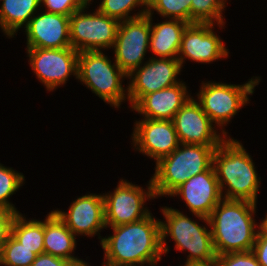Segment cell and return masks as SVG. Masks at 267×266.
Wrapping results in <instances>:
<instances>
[{
	"mask_svg": "<svg viewBox=\"0 0 267 266\" xmlns=\"http://www.w3.org/2000/svg\"><path fill=\"white\" fill-rule=\"evenodd\" d=\"M160 220L150 213L136 222L106 227L112 234L100 243L104 252L101 266H157L163 259Z\"/></svg>",
	"mask_w": 267,
	"mask_h": 266,
	"instance_id": "1",
	"label": "cell"
},
{
	"mask_svg": "<svg viewBox=\"0 0 267 266\" xmlns=\"http://www.w3.org/2000/svg\"><path fill=\"white\" fill-rule=\"evenodd\" d=\"M213 167L223 199L258 203L262 179L241 141L226 137L214 152Z\"/></svg>",
	"mask_w": 267,
	"mask_h": 266,
	"instance_id": "2",
	"label": "cell"
},
{
	"mask_svg": "<svg viewBox=\"0 0 267 266\" xmlns=\"http://www.w3.org/2000/svg\"><path fill=\"white\" fill-rule=\"evenodd\" d=\"M257 205L227 199L217 204L208 217L216 255L252 251L259 230Z\"/></svg>",
	"mask_w": 267,
	"mask_h": 266,
	"instance_id": "3",
	"label": "cell"
},
{
	"mask_svg": "<svg viewBox=\"0 0 267 266\" xmlns=\"http://www.w3.org/2000/svg\"><path fill=\"white\" fill-rule=\"evenodd\" d=\"M163 218L161 221V248L163 255L170 252L167 240L174 241V249L185 253L184 265L191 263H209L216 260L209 222L199 224L183 211L172 207L159 208ZM170 237V238H168ZM167 238V239H166Z\"/></svg>",
	"mask_w": 267,
	"mask_h": 266,
	"instance_id": "4",
	"label": "cell"
},
{
	"mask_svg": "<svg viewBox=\"0 0 267 266\" xmlns=\"http://www.w3.org/2000/svg\"><path fill=\"white\" fill-rule=\"evenodd\" d=\"M218 146L180 145L155 163L151 181L156 198L169 196L188 179L208 170Z\"/></svg>",
	"mask_w": 267,
	"mask_h": 266,
	"instance_id": "5",
	"label": "cell"
},
{
	"mask_svg": "<svg viewBox=\"0 0 267 266\" xmlns=\"http://www.w3.org/2000/svg\"><path fill=\"white\" fill-rule=\"evenodd\" d=\"M110 57L104 51L79 52L77 82L119 110L126 101L129 104L128 87H124L127 84L123 83L127 75Z\"/></svg>",
	"mask_w": 267,
	"mask_h": 266,
	"instance_id": "6",
	"label": "cell"
},
{
	"mask_svg": "<svg viewBox=\"0 0 267 266\" xmlns=\"http://www.w3.org/2000/svg\"><path fill=\"white\" fill-rule=\"evenodd\" d=\"M261 77L253 76L241 85L203 80L195 100L221 133L230 137L225 127L244 106L250 104L249 97L255 93V87L261 82Z\"/></svg>",
	"mask_w": 267,
	"mask_h": 266,
	"instance_id": "7",
	"label": "cell"
},
{
	"mask_svg": "<svg viewBox=\"0 0 267 266\" xmlns=\"http://www.w3.org/2000/svg\"><path fill=\"white\" fill-rule=\"evenodd\" d=\"M89 8L90 4L70 15L71 47L77 52L108 51L114 46L120 22Z\"/></svg>",
	"mask_w": 267,
	"mask_h": 266,
	"instance_id": "8",
	"label": "cell"
},
{
	"mask_svg": "<svg viewBox=\"0 0 267 266\" xmlns=\"http://www.w3.org/2000/svg\"><path fill=\"white\" fill-rule=\"evenodd\" d=\"M147 182L146 188H143L121 178L113 191L103 193L106 227L136 222L151 213L146 204L156 199V196L151 178Z\"/></svg>",
	"mask_w": 267,
	"mask_h": 266,
	"instance_id": "9",
	"label": "cell"
},
{
	"mask_svg": "<svg viewBox=\"0 0 267 266\" xmlns=\"http://www.w3.org/2000/svg\"><path fill=\"white\" fill-rule=\"evenodd\" d=\"M29 67L46 91L64 87L69 77L77 80L78 54L72 47L26 48Z\"/></svg>",
	"mask_w": 267,
	"mask_h": 266,
	"instance_id": "10",
	"label": "cell"
},
{
	"mask_svg": "<svg viewBox=\"0 0 267 266\" xmlns=\"http://www.w3.org/2000/svg\"><path fill=\"white\" fill-rule=\"evenodd\" d=\"M225 24L194 23L186 27L182 34L177 58L182 69L185 68L187 60L199 64H212L230 57L229 49L223 42L225 40L217 34L218 27V30L221 31V29H225Z\"/></svg>",
	"mask_w": 267,
	"mask_h": 266,
	"instance_id": "11",
	"label": "cell"
},
{
	"mask_svg": "<svg viewBox=\"0 0 267 266\" xmlns=\"http://www.w3.org/2000/svg\"><path fill=\"white\" fill-rule=\"evenodd\" d=\"M150 33L151 16L147 14L119 23L116 40L111 50L114 54L112 60L126 75L149 59L146 55L150 52Z\"/></svg>",
	"mask_w": 267,
	"mask_h": 266,
	"instance_id": "12",
	"label": "cell"
},
{
	"mask_svg": "<svg viewBox=\"0 0 267 266\" xmlns=\"http://www.w3.org/2000/svg\"><path fill=\"white\" fill-rule=\"evenodd\" d=\"M182 71L177 58L149 57L140 67L127 75L129 108L131 109L148 93L180 83L182 80L178 77Z\"/></svg>",
	"mask_w": 267,
	"mask_h": 266,
	"instance_id": "13",
	"label": "cell"
},
{
	"mask_svg": "<svg viewBox=\"0 0 267 266\" xmlns=\"http://www.w3.org/2000/svg\"><path fill=\"white\" fill-rule=\"evenodd\" d=\"M139 119L135 120L131 133L134 151L157 163L180 145L173 121Z\"/></svg>",
	"mask_w": 267,
	"mask_h": 266,
	"instance_id": "14",
	"label": "cell"
},
{
	"mask_svg": "<svg viewBox=\"0 0 267 266\" xmlns=\"http://www.w3.org/2000/svg\"><path fill=\"white\" fill-rule=\"evenodd\" d=\"M68 207L66 211L59 208L53 209V211L76 237L93 238L97 235L101 243L103 235L101 236L100 233L106 229L103 193L88 192L78 196Z\"/></svg>",
	"mask_w": 267,
	"mask_h": 266,
	"instance_id": "15",
	"label": "cell"
},
{
	"mask_svg": "<svg viewBox=\"0 0 267 266\" xmlns=\"http://www.w3.org/2000/svg\"><path fill=\"white\" fill-rule=\"evenodd\" d=\"M170 197L182 199L192 217L197 218L199 222H209L211 212L223 199L213 165L188 179Z\"/></svg>",
	"mask_w": 267,
	"mask_h": 266,
	"instance_id": "16",
	"label": "cell"
},
{
	"mask_svg": "<svg viewBox=\"0 0 267 266\" xmlns=\"http://www.w3.org/2000/svg\"><path fill=\"white\" fill-rule=\"evenodd\" d=\"M173 124L180 143L219 146L226 138L211 122L194 95L174 115Z\"/></svg>",
	"mask_w": 267,
	"mask_h": 266,
	"instance_id": "17",
	"label": "cell"
},
{
	"mask_svg": "<svg viewBox=\"0 0 267 266\" xmlns=\"http://www.w3.org/2000/svg\"><path fill=\"white\" fill-rule=\"evenodd\" d=\"M69 27L70 16L40 9L22 29L25 32L23 34L26 35L25 48L71 47Z\"/></svg>",
	"mask_w": 267,
	"mask_h": 266,
	"instance_id": "18",
	"label": "cell"
},
{
	"mask_svg": "<svg viewBox=\"0 0 267 266\" xmlns=\"http://www.w3.org/2000/svg\"><path fill=\"white\" fill-rule=\"evenodd\" d=\"M185 81L144 95L130 110L141 118L173 120L174 115L193 96Z\"/></svg>",
	"mask_w": 267,
	"mask_h": 266,
	"instance_id": "19",
	"label": "cell"
},
{
	"mask_svg": "<svg viewBox=\"0 0 267 266\" xmlns=\"http://www.w3.org/2000/svg\"><path fill=\"white\" fill-rule=\"evenodd\" d=\"M164 20V21H163ZM153 23L151 16V33L149 38V57L178 58L182 34L189 23L179 19H163Z\"/></svg>",
	"mask_w": 267,
	"mask_h": 266,
	"instance_id": "20",
	"label": "cell"
},
{
	"mask_svg": "<svg viewBox=\"0 0 267 266\" xmlns=\"http://www.w3.org/2000/svg\"><path fill=\"white\" fill-rule=\"evenodd\" d=\"M77 238V239H76ZM78 237L51 210L44 218V253L68 260H83L75 256Z\"/></svg>",
	"mask_w": 267,
	"mask_h": 266,
	"instance_id": "21",
	"label": "cell"
},
{
	"mask_svg": "<svg viewBox=\"0 0 267 266\" xmlns=\"http://www.w3.org/2000/svg\"><path fill=\"white\" fill-rule=\"evenodd\" d=\"M0 3V29L9 39L15 38L41 9L40 0H0Z\"/></svg>",
	"mask_w": 267,
	"mask_h": 266,
	"instance_id": "22",
	"label": "cell"
},
{
	"mask_svg": "<svg viewBox=\"0 0 267 266\" xmlns=\"http://www.w3.org/2000/svg\"><path fill=\"white\" fill-rule=\"evenodd\" d=\"M17 213L11 227V235L36 255L44 253V219L26 218Z\"/></svg>",
	"mask_w": 267,
	"mask_h": 266,
	"instance_id": "23",
	"label": "cell"
},
{
	"mask_svg": "<svg viewBox=\"0 0 267 266\" xmlns=\"http://www.w3.org/2000/svg\"><path fill=\"white\" fill-rule=\"evenodd\" d=\"M97 9L121 22L146 15L148 0H100ZM133 12L135 13L133 14Z\"/></svg>",
	"mask_w": 267,
	"mask_h": 266,
	"instance_id": "24",
	"label": "cell"
},
{
	"mask_svg": "<svg viewBox=\"0 0 267 266\" xmlns=\"http://www.w3.org/2000/svg\"><path fill=\"white\" fill-rule=\"evenodd\" d=\"M230 0H192L191 24L194 23H226L223 12ZM224 15V16H223Z\"/></svg>",
	"mask_w": 267,
	"mask_h": 266,
	"instance_id": "25",
	"label": "cell"
},
{
	"mask_svg": "<svg viewBox=\"0 0 267 266\" xmlns=\"http://www.w3.org/2000/svg\"><path fill=\"white\" fill-rule=\"evenodd\" d=\"M192 0H148L147 15L162 19H179L191 24ZM156 12V13H155Z\"/></svg>",
	"mask_w": 267,
	"mask_h": 266,
	"instance_id": "26",
	"label": "cell"
},
{
	"mask_svg": "<svg viewBox=\"0 0 267 266\" xmlns=\"http://www.w3.org/2000/svg\"><path fill=\"white\" fill-rule=\"evenodd\" d=\"M25 176L13 167L4 166L0 163V207L16 213L20 211L15 207L10 198L25 184Z\"/></svg>",
	"mask_w": 267,
	"mask_h": 266,
	"instance_id": "27",
	"label": "cell"
},
{
	"mask_svg": "<svg viewBox=\"0 0 267 266\" xmlns=\"http://www.w3.org/2000/svg\"><path fill=\"white\" fill-rule=\"evenodd\" d=\"M36 256L10 235L1 250V266H31Z\"/></svg>",
	"mask_w": 267,
	"mask_h": 266,
	"instance_id": "28",
	"label": "cell"
},
{
	"mask_svg": "<svg viewBox=\"0 0 267 266\" xmlns=\"http://www.w3.org/2000/svg\"><path fill=\"white\" fill-rule=\"evenodd\" d=\"M41 10L70 16L72 13L89 5L87 0H40Z\"/></svg>",
	"mask_w": 267,
	"mask_h": 266,
	"instance_id": "29",
	"label": "cell"
},
{
	"mask_svg": "<svg viewBox=\"0 0 267 266\" xmlns=\"http://www.w3.org/2000/svg\"><path fill=\"white\" fill-rule=\"evenodd\" d=\"M216 261L218 266H261L252 251L217 255Z\"/></svg>",
	"mask_w": 267,
	"mask_h": 266,
	"instance_id": "30",
	"label": "cell"
},
{
	"mask_svg": "<svg viewBox=\"0 0 267 266\" xmlns=\"http://www.w3.org/2000/svg\"><path fill=\"white\" fill-rule=\"evenodd\" d=\"M31 266H91L85 260H68L50 254H38Z\"/></svg>",
	"mask_w": 267,
	"mask_h": 266,
	"instance_id": "31",
	"label": "cell"
},
{
	"mask_svg": "<svg viewBox=\"0 0 267 266\" xmlns=\"http://www.w3.org/2000/svg\"><path fill=\"white\" fill-rule=\"evenodd\" d=\"M16 214L15 211L0 207V251L11 235V227Z\"/></svg>",
	"mask_w": 267,
	"mask_h": 266,
	"instance_id": "32",
	"label": "cell"
},
{
	"mask_svg": "<svg viewBox=\"0 0 267 266\" xmlns=\"http://www.w3.org/2000/svg\"><path fill=\"white\" fill-rule=\"evenodd\" d=\"M252 252L261 266H267V235L258 231Z\"/></svg>",
	"mask_w": 267,
	"mask_h": 266,
	"instance_id": "33",
	"label": "cell"
},
{
	"mask_svg": "<svg viewBox=\"0 0 267 266\" xmlns=\"http://www.w3.org/2000/svg\"><path fill=\"white\" fill-rule=\"evenodd\" d=\"M265 213V218H261V222H259L258 230L263 235H267V211Z\"/></svg>",
	"mask_w": 267,
	"mask_h": 266,
	"instance_id": "34",
	"label": "cell"
},
{
	"mask_svg": "<svg viewBox=\"0 0 267 266\" xmlns=\"http://www.w3.org/2000/svg\"><path fill=\"white\" fill-rule=\"evenodd\" d=\"M91 5H92V3L94 2V0H87ZM92 2V3H91Z\"/></svg>",
	"mask_w": 267,
	"mask_h": 266,
	"instance_id": "35",
	"label": "cell"
}]
</instances>
